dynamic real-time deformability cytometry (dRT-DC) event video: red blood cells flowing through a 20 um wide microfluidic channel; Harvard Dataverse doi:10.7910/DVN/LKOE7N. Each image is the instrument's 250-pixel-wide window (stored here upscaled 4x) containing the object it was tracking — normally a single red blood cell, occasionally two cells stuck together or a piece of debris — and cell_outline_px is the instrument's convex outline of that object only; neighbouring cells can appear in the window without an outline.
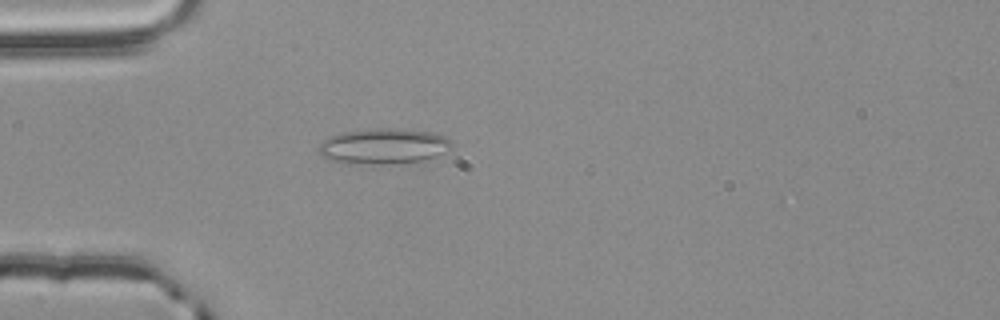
{"species": "common noctule bat (a hibernating species)", "species_latin": "Nyctalus noctula", "temperature_condition": "room temperature", "stored_images_in_passage": 1, "camera_frame_rate_fps": 3000, "um_per_image_px": 0.085, "animal": {"sex": "male", "body_mass_g": 20.4}, "frame": {"image": 1, "passage_image": 1, "time_ms": 0.0, "image_size_px": [1000, 320], "cell_outline_px": [[456, 144], [452, 148], [444, 152], [424, 160], [396, 164], [348, 164], [328, 160], [316, 148], [328, 136], [344, 132], [376, 128], [400, 128], [432, 132], [448, 136]], "centroid_in_image_um": [32.64, 12.43], "position_along_channel_um": 52.4, "area_um2": 28.15}}